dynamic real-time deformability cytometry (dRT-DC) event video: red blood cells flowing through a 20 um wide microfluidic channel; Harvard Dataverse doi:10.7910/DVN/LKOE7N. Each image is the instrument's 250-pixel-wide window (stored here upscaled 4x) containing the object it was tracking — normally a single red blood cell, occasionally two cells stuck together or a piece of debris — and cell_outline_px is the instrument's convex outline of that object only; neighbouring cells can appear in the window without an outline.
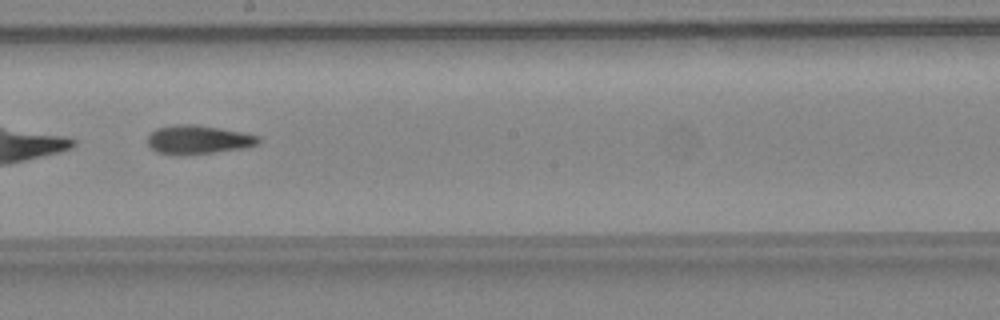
{"species": "common noctule bat (a hibernating species)", "species_latin": "Nyctalus noctula", "temperature_condition": "warm", "stored_images_in_passage": 30, "camera_frame_rate_fps": 3000, "um_per_image_px": 0.085, "animal": {"sex": "female", "body_mass_g": 24.6, "forearm_length_mm": 56.2}, "frame": {"image": 1, "passage_image": 20, "time_ms": 6.333, "image_size_px": [1000, 320], "cell_outline_px": [[260, 144], [248, 148], [216, 152], [176, 156], [156, 152], [148, 148], [148, 136], [156, 128], [176, 124], [196, 124], [220, 128], [260, 136]], "centroid_in_image_um": [16.84, 11.89], "position_along_channel_um": 231.4, "area_um2": 19.02}}
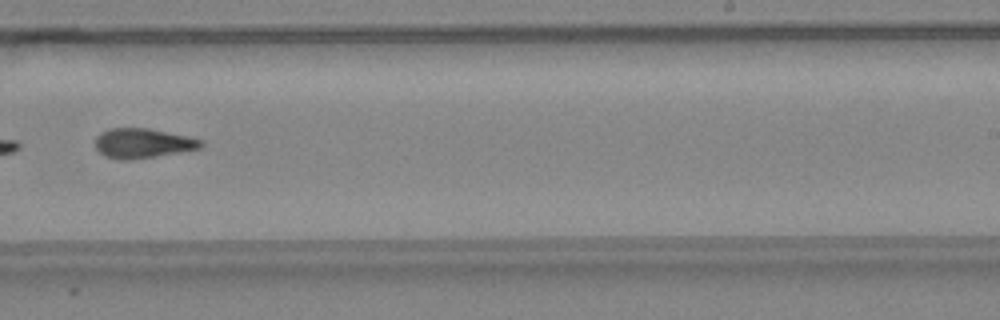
{"frame": {"image": 2, "passage_image": 23, "time_ms": 7.333, "image_size_px": [1000, 320], "cell_outline_px": [[204, 144], [200, 148], [180, 152], [132, 160], [124, 160], [104, 156], [96, 148], [96, 136], [100, 132], [108, 128], [148, 128], [188, 136], [204, 140]], "centroid_in_image_um": [12.14, 12.17], "position_along_channel_um": 276.9, "area_um2": 18.38}, "authors_computed_cell_mechanics": {"area_um2": 18.785, "velocity_mm_per_s": 4.5659, "shape_relaxation_time_tau1_ms": null, "shape_relaxation_time_tau2_ms": 3.821, "deformation_change_tau1": null, "deformation_change_tau2": 0.1217}}